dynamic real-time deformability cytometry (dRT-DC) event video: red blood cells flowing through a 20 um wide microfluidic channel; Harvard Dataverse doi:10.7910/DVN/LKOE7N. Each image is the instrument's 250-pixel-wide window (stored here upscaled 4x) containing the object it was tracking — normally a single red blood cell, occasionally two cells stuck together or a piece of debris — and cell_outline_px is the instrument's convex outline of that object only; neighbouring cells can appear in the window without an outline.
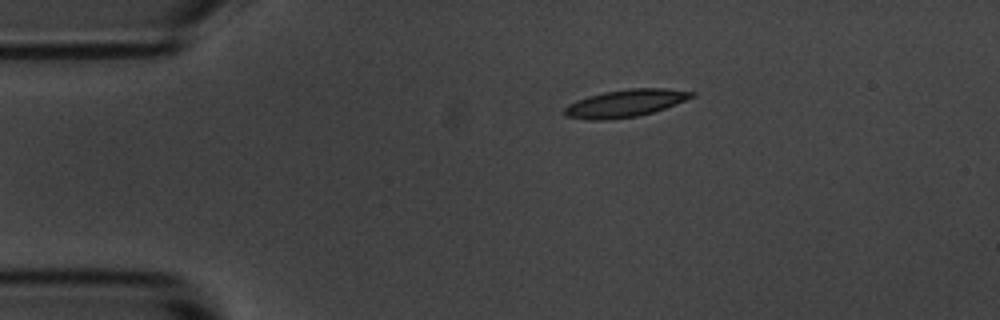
{"species": "common noctule bat (a hibernating species)", "species_latin": "Nyctalus noctula", "temperature_condition": "room temperature", "stored_images_in_passage": 3, "camera_frame_rate_fps": 3000, "um_per_image_px": 0.085, "animal": {"sex": "male", "body_mass_g": 20.1, "forearm_length_mm": 53.5}, "frame": {"image": 1, "passage_image": 1, "time_ms": 0.0, "image_size_px": [1000, 320], "cell_outline_px": [[696, 96], [676, 104], [652, 112], [636, 116], [608, 120], [588, 120], [568, 116], [564, 112], [564, 108], [568, 104], [576, 100], [588, 96], [604, 92], [628, 88], [664, 88], [696, 92]], "centroid_in_image_um": [53.16, 8.77], "position_along_channel_um": 31.8, "area_um2": 20.29}}
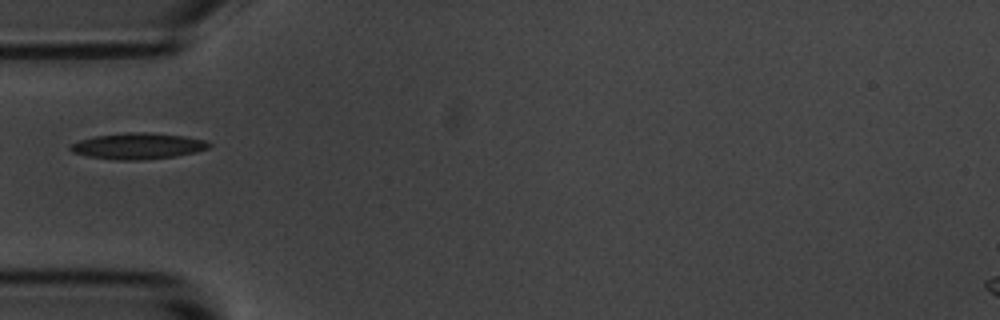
{"frame": {"image": 2, "passage_image": 3, "time_ms": 2.333, "image_size_px": [1000, 320], "cell_outline_px": [[212, 144], [208, 148], [196, 152], [172, 156], [144, 160], [116, 160], [88, 156], [72, 152], [68, 148], [72, 144], [80, 140], [96, 136], [128, 132], [144, 132], [184, 136], [204, 140]], "centroid_in_image_um": [11.71, 12.41], "position_along_channel_um": 73.3, "area_um2": 20.87}}